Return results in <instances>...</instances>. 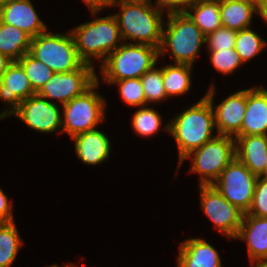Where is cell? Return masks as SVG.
<instances>
[{
    "label": "cell",
    "mask_w": 267,
    "mask_h": 267,
    "mask_svg": "<svg viewBox=\"0 0 267 267\" xmlns=\"http://www.w3.org/2000/svg\"><path fill=\"white\" fill-rule=\"evenodd\" d=\"M18 62L22 65L25 70L26 76L33 90L37 93L40 88L52 78L55 73L47 65L41 61L36 60L29 53L24 54Z\"/></svg>",
    "instance_id": "obj_27"
},
{
    "label": "cell",
    "mask_w": 267,
    "mask_h": 267,
    "mask_svg": "<svg viewBox=\"0 0 267 267\" xmlns=\"http://www.w3.org/2000/svg\"><path fill=\"white\" fill-rule=\"evenodd\" d=\"M12 62L13 61L9 57L0 53V79Z\"/></svg>",
    "instance_id": "obj_37"
},
{
    "label": "cell",
    "mask_w": 267,
    "mask_h": 267,
    "mask_svg": "<svg viewBox=\"0 0 267 267\" xmlns=\"http://www.w3.org/2000/svg\"><path fill=\"white\" fill-rule=\"evenodd\" d=\"M266 45L267 42L250 28L237 31L235 50L243 63L257 56Z\"/></svg>",
    "instance_id": "obj_26"
},
{
    "label": "cell",
    "mask_w": 267,
    "mask_h": 267,
    "mask_svg": "<svg viewBox=\"0 0 267 267\" xmlns=\"http://www.w3.org/2000/svg\"><path fill=\"white\" fill-rule=\"evenodd\" d=\"M36 94L25 70L18 61H13L0 79V99L9 103L11 109L2 111L0 119L12 115L20 106L22 100ZM13 107V108H12Z\"/></svg>",
    "instance_id": "obj_14"
},
{
    "label": "cell",
    "mask_w": 267,
    "mask_h": 267,
    "mask_svg": "<svg viewBox=\"0 0 267 267\" xmlns=\"http://www.w3.org/2000/svg\"><path fill=\"white\" fill-rule=\"evenodd\" d=\"M257 14V6L249 0L232 1L220 4L222 27L240 31L250 28L253 14Z\"/></svg>",
    "instance_id": "obj_21"
},
{
    "label": "cell",
    "mask_w": 267,
    "mask_h": 267,
    "mask_svg": "<svg viewBox=\"0 0 267 267\" xmlns=\"http://www.w3.org/2000/svg\"><path fill=\"white\" fill-rule=\"evenodd\" d=\"M258 176L236 157L212 186L231 204L247 213L251 207Z\"/></svg>",
    "instance_id": "obj_9"
},
{
    "label": "cell",
    "mask_w": 267,
    "mask_h": 267,
    "mask_svg": "<svg viewBox=\"0 0 267 267\" xmlns=\"http://www.w3.org/2000/svg\"><path fill=\"white\" fill-rule=\"evenodd\" d=\"M75 40L80 59L91 66V57L104 62L118 43L122 41L118 23L114 15L96 18L70 30Z\"/></svg>",
    "instance_id": "obj_3"
},
{
    "label": "cell",
    "mask_w": 267,
    "mask_h": 267,
    "mask_svg": "<svg viewBox=\"0 0 267 267\" xmlns=\"http://www.w3.org/2000/svg\"><path fill=\"white\" fill-rule=\"evenodd\" d=\"M140 81L144 90L146 104L163 101V99L168 98L163 85L162 68L157 69L154 66L140 77Z\"/></svg>",
    "instance_id": "obj_29"
},
{
    "label": "cell",
    "mask_w": 267,
    "mask_h": 267,
    "mask_svg": "<svg viewBox=\"0 0 267 267\" xmlns=\"http://www.w3.org/2000/svg\"><path fill=\"white\" fill-rule=\"evenodd\" d=\"M237 31L220 27L206 36L209 51L235 48Z\"/></svg>",
    "instance_id": "obj_32"
},
{
    "label": "cell",
    "mask_w": 267,
    "mask_h": 267,
    "mask_svg": "<svg viewBox=\"0 0 267 267\" xmlns=\"http://www.w3.org/2000/svg\"><path fill=\"white\" fill-rule=\"evenodd\" d=\"M97 81L82 95L74 97L63 106L62 128L59 133L67 132L71 138L77 134L96 129L105 118V99L95 91Z\"/></svg>",
    "instance_id": "obj_8"
},
{
    "label": "cell",
    "mask_w": 267,
    "mask_h": 267,
    "mask_svg": "<svg viewBox=\"0 0 267 267\" xmlns=\"http://www.w3.org/2000/svg\"><path fill=\"white\" fill-rule=\"evenodd\" d=\"M150 0L118 3L120 14H114L122 40H133V44H146L160 48L162 41L163 11Z\"/></svg>",
    "instance_id": "obj_1"
},
{
    "label": "cell",
    "mask_w": 267,
    "mask_h": 267,
    "mask_svg": "<svg viewBox=\"0 0 267 267\" xmlns=\"http://www.w3.org/2000/svg\"><path fill=\"white\" fill-rule=\"evenodd\" d=\"M192 65L175 63L162 67L165 92L168 96H178L190 90Z\"/></svg>",
    "instance_id": "obj_24"
},
{
    "label": "cell",
    "mask_w": 267,
    "mask_h": 267,
    "mask_svg": "<svg viewBox=\"0 0 267 267\" xmlns=\"http://www.w3.org/2000/svg\"><path fill=\"white\" fill-rule=\"evenodd\" d=\"M252 267H267V262L254 263Z\"/></svg>",
    "instance_id": "obj_40"
},
{
    "label": "cell",
    "mask_w": 267,
    "mask_h": 267,
    "mask_svg": "<svg viewBox=\"0 0 267 267\" xmlns=\"http://www.w3.org/2000/svg\"><path fill=\"white\" fill-rule=\"evenodd\" d=\"M249 1L253 2L257 6L263 0H249Z\"/></svg>",
    "instance_id": "obj_45"
},
{
    "label": "cell",
    "mask_w": 267,
    "mask_h": 267,
    "mask_svg": "<svg viewBox=\"0 0 267 267\" xmlns=\"http://www.w3.org/2000/svg\"><path fill=\"white\" fill-rule=\"evenodd\" d=\"M88 5L92 14L95 16L100 10L105 7H110V0H83Z\"/></svg>",
    "instance_id": "obj_36"
},
{
    "label": "cell",
    "mask_w": 267,
    "mask_h": 267,
    "mask_svg": "<svg viewBox=\"0 0 267 267\" xmlns=\"http://www.w3.org/2000/svg\"><path fill=\"white\" fill-rule=\"evenodd\" d=\"M158 57H160L158 48L123 41L104 62H101L100 73L105 82L140 78L146 71L156 66Z\"/></svg>",
    "instance_id": "obj_4"
},
{
    "label": "cell",
    "mask_w": 267,
    "mask_h": 267,
    "mask_svg": "<svg viewBox=\"0 0 267 267\" xmlns=\"http://www.w3.org/2000/svg\"><path fill=\"white\" fill-rule=\"evenodd\" d=\"M198 0H156L154 1L162 11L167 7L169 13H185Z\"/></svg>",
    "instance_id": "obj_34"
},
{
    "label": "cell",
    "mask_w": 267,
    "mask_h": 267,
    "mask_svg": "<svg viewBox=\"0 0 267 267\" xmlns=\"http://www.w3.org/2000/svg\"><path fill=\"white\" fill-rule=\"evenodd\" d=\"M236 158L253 174L260 176L267 161V135H241L235 137Z\"/></svg>",
    "instance_id": "obj_18"
},
{
    "label": "cell",
    "mask_w": 267,
    "mask_h": 267,
    "mask_svg": "<svg viewBox=\"0 0 267 267\" xmlns=\"http://www.w3.org/2000/svg\"><path fill=\"white\" fill-rule=\"evenodd\" d=\"M257 15L267 22V0H263L257 5Z\"/></svg>",
    "instance_id": "obj_38"
},
{
    "label": "cell",
    "mask_w": 267,
    "mask_h": 267,
    "mask_svg": "<svg viewBox=\"0 0 267 267\" xmlns=\"http://www.w3.org/2000/svg\"><path fill=\"white\" fill-rule=\"evenodd\" d=\"M210 60L214 68L223 74H232L243 64L235 48L210 51Z\"/></svg>",
    "instance_id": "obj_31"
},
{
    "label": "cell",
    "mask_w": 267,
    "mask_h": 267,
    "mask_svg": "<svg viewBox=\"0 0 267 267\" xmlns=\"http://www.w3.org/2000/svg\"><path fill=\"white\" fill-rule=\"evenodd\" d=\"M131 121L133 130L143 137H149L157 133L162 124V119L159 113L152 108H147V106L137 110Z\"/></svg>",
    "instance_id": "obj_28"
},
{
    "label": "cell",
    "mask_w": 267,
    "mask_h": 267,
    "mask_svg": "<svg viewBox=\"0 0 267 267\" xmlns=\"http://www.w3.org/2000/svg\"><path fill=\"white\" fill-rule=\"evenodd\" d=\"M178 267H222L218 251L206 240L190 238L182 242L177 259Z\"/></svg>",
    "instance_id": "obj_19"
},
{
    "label": "cell",
    "mask_w": 267,
    "mask_h": 267,
    "mask_svg": "<svg viewBox=\"0 0 267 267\" xmlns=\"http://www.w3.org/2000/svg\"><path fill=\"white\" fill-rule=\"evenodd\" d=\"M218 1L220 4L226 3V2H232V1H240V0H215Z\"/></svg>",
    "instance_id": "obj_42"
},
{
    "label": "cell",
    "mask_w": 267,
    "mask_h": 267,
    "mask_svg": "<svg viewBox=\"0 0 267 267\" xmlns=\"http://www.w3.org/2000/svg\"><path fill=\"white\" fill-rule=\"evenodd\" d=\"M9 204L8 198L0 188V222H13L12 206Z\"/></svg>",
    "instance_id": "obj_35"
},
{
    "label": "cell",
    "mask_w": 267,
    "mask_h": 267,
    "mask_svg": "<svg viewBox=\"0 0 267 267\" xmlns=\"http://www.w3.org/2000/svg\"><path fill=\"white\" fill-rule=\"evenodd\" d=\"M185 13L205 36L222 27L218 1L198 0Z\"/></svg>",
    "instance_id": "obj_23"
},
{
    "label": "cell",
    "mask_w": 267,
    "mask_h": 267,
    "mask_svg": "<svg viewBox=\"0 0 267 267\" xmlns=\"http://www.w3.org/2000/svg\"><path fill=\"white\" fill-rule=\"evenodd\" d=\"M236 239L247 243L252 264L267 262V217L244 213Z\"/></svg>",
    "instance_id": "obj_16"
},
{
    "label": "cell",
    "mask_w": 267,
    "mask_h": 267,
    "mask_svg": "<svg viewBox=\"0 0 267 267\" xmlns=\"http://www.w3.org/2000/svg\"><path fill=\"white\" fill-rule=\"evenodd\" d=\"M12 115H16L31 129L42 133H54L59 127L62 128L63 118L58 105L37 93L22 100Z\"/></svg>",
    "instance_id": "obj_12"
},
{
    "label": "cell",
    "mask_w": 267,
    "mask_h": 267,
    "mask_svg": "<svg viewBox=\"0 0 267 267\" xmlns=\"http://www.w3.org/2000/svg\"><path fill=\"white\" fill-rule=\"evenodd\" d=\"M48 267H59V265H51V266H48ZM60 267H63V266H60ZM64 267H76V265L71 264V266L70 265L69 266L66 265Z\"/></svg>",
    "instance_id": "obj_44"
},
{
    "label": "cell",
    "mask_w": 267,
    "mask_h": 267,
    "mask_svg": "<svg viewBox=\"0 0 267 267\" xmlns=\"http://www.w3.org/2000/svg\"><path fill=\"white\" fill-rule=\"evenodd\" d=\"M107 83L110 85H119L120 96L126 104L130 106H137L139 108L141 106H146L145 94L140 78H129Z\"/></svg>",
    "instance_id": "obj_30"
},
{
    "label": "cell",
    "mask_w": 267,
    "mask_h": 267,
    "mask_svg": "<svg viewBox=\"0 0 267 267\" xmlns=\"http://www.w3.org/2000/svg\"><path fill=\"white\" fill-rule=\"evenodd\" d=\"M23 242L15 221L0 222V267H10Z\"/></svg>",
    "instance_id": "obj_25"
},
{
    "label": "cell",
    "mask_w": 267,
    "mask_h": 267,
    "mask_svg": "<svg viewBox=\"0 0 267 267\" xmlns=\"http://www.w3.org/2000/svg\"><path fill=\"white\" fill-rule=\"evenodd\" d=\"M200 202L204 213L220 233L236 238L244 212L228 202L212 185H200Z\"/></svg>",
    "instance_id": "obj_11"
},
{
    "label": "cell",
    "mask_w": 267,
    "mask_h": 267,
    "mask_svg": "<svg viewBox=\"0 0 267 267\" xmlns=\"http://www.w3.org/2000/svg\"><path fill=\"white\" fill-rule=\"evenodd\" d=\"M260 177L267 179V161L265 162L264 172L260 175Z\"/></svg>",
    "instance_id": "obj_41"
},
{
    "label": "cell",
    "mask_w": 267,
    "mask_h": 267,
    "mask_svg": "<svg viewBox=\"0 0 267 267\" xmlns=\"http://www.w3.org/2000/svg\"><path fill=\"white\" fill-rule=\"evenodd\" d=\"M235 157V138L217 134L213 139L184 157L178 163V168L185 159L190 158L192 161L190 171L200 174L199 184L212 185Z\"/></svg>",
    "instance_id": "obj_7"
},
{
    "label": "cell",
    "mask_w": 267,
    "mask_h": 267,
    "mask_svg": "<svg viewBox=\"0 0 267 267\" xmlns=\"http://www.w3.org/2000/svg\"><path fill=\"white\" fill-rule=\"evenodd\" d=\"M167 18V29L162 28L159 56L169 51L176 63L193 65L200 47L206 43V36L186 13H169Z\"/></svg>",
    "instance_id": "obj_5"
},
{
    "label": "cell",
    "mask_w": 267,
    "mask_h": 267,
    "mask_svg": "<svg viewBox=\"0 0 267 267\" xmlns=\"http://www.w3.org/2000/svg\"><path fill=\"white\" fill-rule=\"evenodd\" d=\"M28 53L55 73L70 72L84 64L77 53L75 40L70 31L66 35L48 31L38 34L32 38Z\"/></svg>",
    "instance_id": "obj_6"
},
{
    "label": "cell",
    "mask_w": 267,
    "mask_h": 267,
    "mask_svg": "<svg viewBox=\"0 0 267 267\" xmlns=\"http://www.w3.org/2000/svg\"><path fill=\"white\" fill-rule=\"evenodd\" d=\"M32 37L23 30L0 20V53L18 61L29 52Z\"/></svg>",
    "instance_id": "obj_22"
},
{
    "label": "cell",
    "mask_w": 267,
    "mask_h": 267,
    "mask_svg": "<svg viewBox=\"0 0 267 267\" xmlns=\"http://www.w3.org/2000/svg\"><path fill=\"white\" fill-rule=\"evenodd\" d=\"M214 93L215 87L212 84L205 97L213 109L217 134L234 138L241 136V126L247 105V89L238 91L223 101L221 100L222 103L217 106L213 105Z\"/></svg>",
    "instance_id": "obj_13"
},
{
    "label": "cell",
    "mask_w": 267,
    "mask_h": 267,
    "mask_svg": "<svg viewBox=\"0 0 267 267\" xmlns=\"http://www.w3.org/2000/svg\"><path fill=\"white\" fill-rule=\"evenodd\" d=\"M256 217H267V179L258 176L250 209L246 213Z\"/></svg>",
    "instance_id": "obj_33"
},
{
    "label": "cell",
    "mask_w": 267,
    "mask_h": 267,
    "mask_svg": "<svg viewBox=\"0 0 267 267\" xmlns=\"http://www.w3.org/2000/svg\"><path fill=\"white\" fill-rule=\"evenodd\" d=\"M0 20L23 30L32 38L47 31L30 0H14L0 6Z\"/></svg>",
    "instance_id": "obj_15"
},
{
    "label": "cell",
    "mask_w": 267,
    "mask_h": 267,
    "mask_svg": "<svg viewBox=\"0 0 267 267\" xmlns=\"http://www.w3.org/2000/svg\"><path fill=\"white\" fill-rule=\"evenodd\" d=\"M94 68V66L84 63L79 69L70 72H56L37 94L48 98V101L57 99L64 105L74 97L82 95L97 81Z\"/></svg>",
    "instance_id": "obj_10"
},
{
    "label": "cell",
    "mask_w": 267,
    "mask_h": 267,
    "mask_svg": "<svg viewBox=\"0 0 267 267\" xmlns=\"http://www.w3.org/2000/svg\"><path fill=\"white\" fill-rule=\"evenodd\" d=\"M75 141L77 156L83 163L100 164L108 159L110 154V140L100 130L94 129L72 137Z\"/></svg>",
    "instance_id": "obj_20"
},
{
    "label": "cell",
    "mask_w": 267,
    "mask_h": 267,
    "mask_svg": "<svg viewBox=\"0 0 267 267\" xmlns=\"http://www.w3.org/2000/svg\"><path fill=\"white\" fill-rule=\"evenodd\" d=\"M130 1H139V0H110V6H118V3H122V2H130Z\"/></svg>",
    "instance_id": "obj_39"
},
{
    "label": "cell",
    "mask_w": 267,
    "mask_h": 267,
    "mask_svg": "<svg viewBox=\"0 0 267 267\" xmlns=\"http://www.w3.org/2000/svg\"><path fill=\"white\" fill-rule=\"evenodd\" d=\"M241 135H267V90L262 86L247 89Z\"/></svg>",
    "instance_id": "obj_17"
},
{
    "label": "cell",
    "mask_w": 267,
    "mask_h": 267,
    "mask_svg": "<svg viewBox=\"0 0 267 267\" xmlns=\"http://www.w3.org/2000/svg\"><path fill=\"white\" fill-rule=\"evenodd\" d=\"M175 138L179 163L193 150L214 138V113L209 100L204 96L196 104L175 116L165 127Z\"/></svg>",
    "instance_id": "obj_2"
},
{
    "label": "cell",
    "mask_w": 267,
    "mask_h": 267,
    "mask_svg": "<svg viewBox=\"0 0 267 267\" xmlns=\"http://www.w3.org/2000/svg\"><path fill=\"white\" fill-rule=\"evenodd\" d=\"M14 0H0V6L6 4V3H9V2H12Z\"/></svg>",
    "instance_id": "obj_43"
}]
</instances>
